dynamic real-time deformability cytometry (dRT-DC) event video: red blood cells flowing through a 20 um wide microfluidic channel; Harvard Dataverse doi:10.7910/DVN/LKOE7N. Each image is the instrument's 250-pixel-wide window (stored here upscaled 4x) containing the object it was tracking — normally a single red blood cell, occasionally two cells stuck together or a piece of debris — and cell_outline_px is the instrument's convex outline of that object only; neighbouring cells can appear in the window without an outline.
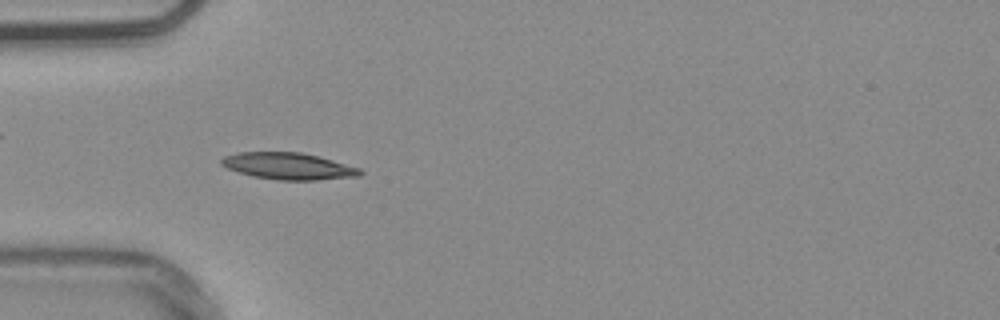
{"species": "common noctule bat (a hibernating species)", "species_latin": "Nyctalus noctula", "temperature_condition": "warm", "stored_images_in_passage": 52, "camera_frame_rate_fps": 3000, "um_per_image_px": 0.085, "animal": {"sex": "male", "body_mass_g": 20.4}, "frame": {"image": 1, "passage_image": 16, "time_ms": 5.0, "image_size_px": [1000, 320], "cell_outline_px": [[364, 172], [360, 176], [316, 180], [280, 180], [252, 176], [228, 168], [220, 164], [220, 160], [224, 156], [240, 152], [300, 152], [320, 156], [360, 168]], "centroid_in_image_um": [24.55, 14.11], "position_along_channel_um": 60.5, "area_um2": 21.62}}